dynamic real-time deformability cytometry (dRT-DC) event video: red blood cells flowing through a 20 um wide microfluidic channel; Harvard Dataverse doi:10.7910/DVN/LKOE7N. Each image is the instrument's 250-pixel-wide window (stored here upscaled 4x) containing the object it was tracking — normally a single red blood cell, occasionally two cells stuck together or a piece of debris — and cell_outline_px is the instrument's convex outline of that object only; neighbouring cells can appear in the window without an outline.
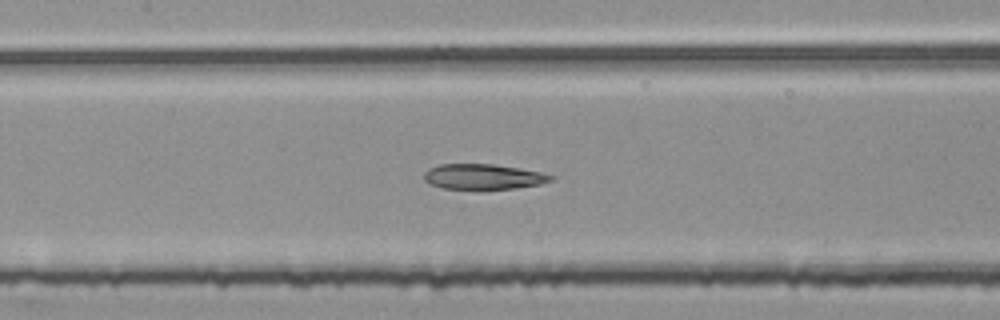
{"species": "common noctule bat (a hibernating species)", "species_latin": "Nyctalus noctula", "temperature_condition": "room temperature", "stored_images_in_passage": 54, "segment_of_instrument_passage": [2, 2], "camera_frame_rate_fps": 3000, "um_per_image_px": 0.085, "animal": {"sex": "female", "body_mass_g": 25.1}, "frame": {"image": 1, "passage_image": 25, "time_ms": 8.0, "image_size_px": [1000, 320], "cell_outline_px": [[556, 176], [552, 180], [540, 184], [512, 188], [444, 188], [428, 184], [424, 180], [424, 172], [428, 168], [440, 164], [492, 164], [540, 172]], "centroid_in_image_um": [41.03, 15.0], "position_along_channel_um": 166.4, "area_um2": 18.38}}
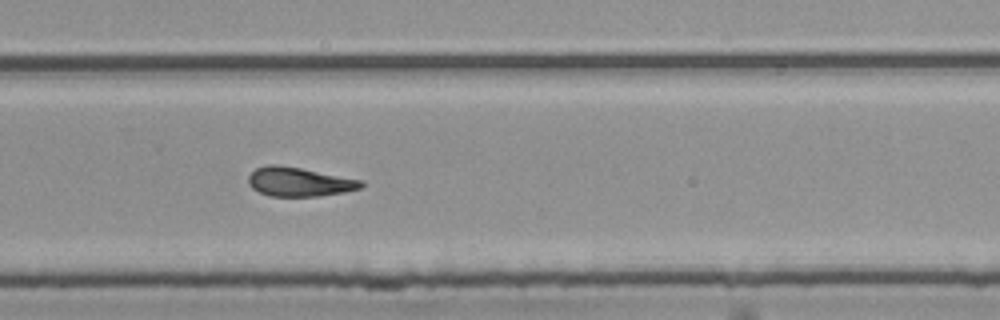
{"frame": {"image": 2, "passage_image": 36, "time_ms": 11.667, "image_size_px": [1000, 320], "cell_outline_px": [[364, 184], [360, 188], [344, 192], [320, 196], [268, 196], [252, 188], [248, 184], [248, 176], [256, 168], [268, 164], [276, 164], [300, 168], [364, 180]], "centroid_in_image_um": [25.42, 15.45], "position_along_channel_um": 304.4, "area_um2": 19.13}}
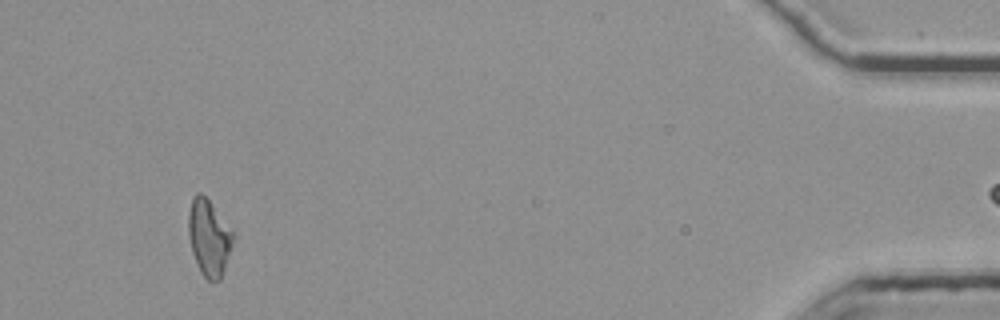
{"frame": {"image": 3, "passage_image": 51, "time_ms": 16.667, "image_size_px": [1000, 320], "cell_outline_px": [[236, 236], [220, 280], [208, 280], [200, 272], [192, 252], [188, 236], [188, 212], [192, 196], [196, 192], [200, 192], [212, 204]], "centroid_in_image_um": [17.75, 20.18], "position_along_channel_um": 417.5, "area_um2": 19.88}}